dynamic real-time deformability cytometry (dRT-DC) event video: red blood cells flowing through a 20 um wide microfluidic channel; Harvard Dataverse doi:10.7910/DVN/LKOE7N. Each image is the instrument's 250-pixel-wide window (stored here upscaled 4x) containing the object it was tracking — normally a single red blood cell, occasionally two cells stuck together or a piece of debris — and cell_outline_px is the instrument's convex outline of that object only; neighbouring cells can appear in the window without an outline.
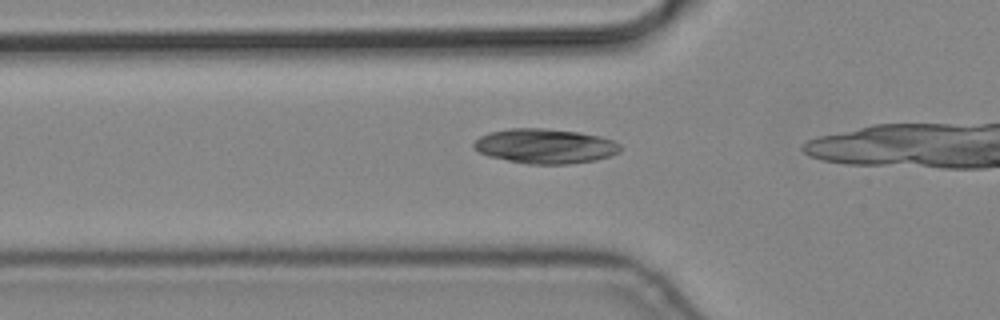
{"species": "common noctule bat (a hibernating species)", "species_latin": "Nyctalus noctula", "temperature_condition": "cold", "stored_images_in_passage": 7, "camera_frame_rate_fps": 3000, "um_per_image_px": 0.085, "animal": {"sex": "male", "body_mass_g": 19.2, "forearm_length_mm": 51.8}, "frame": {"image": 1, "passage_image": 6, "time_ms": 1.667, "image_size_px": [1000, 320], "cell_outline_px": [[620, 152], [596, 160], [568, 164], [528, 164], [488, 156], [472, 148], [472, 144], [480, 136], [488, 132], [512, 128], [544, 128], [580, 132], [600, 136], [612, 140], [620, 144]], "centroid_in_image_um": [46.32, 12.41], "position_along_channel_um": 79.5, "area_um2": 29.71}}